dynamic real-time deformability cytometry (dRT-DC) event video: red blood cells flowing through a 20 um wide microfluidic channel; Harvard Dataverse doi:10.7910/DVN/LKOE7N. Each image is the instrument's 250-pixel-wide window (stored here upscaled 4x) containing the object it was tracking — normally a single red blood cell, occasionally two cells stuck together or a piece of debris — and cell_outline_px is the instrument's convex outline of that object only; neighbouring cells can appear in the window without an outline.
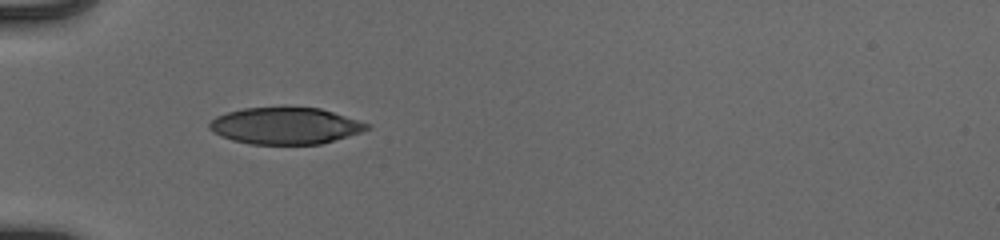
{"species": "human", "species_latin": "Homo sapiens", "temperature_condition": "cold", "stored_images_in_passage": 36, "camera_frame_rate_fps": 3000, "um_per_image_px": 0.085, "donor": {"sex": "male"}, "frame": {"image": 1, "passage_image": 1, "time_ms": 0.0, "image_size_px": [1000, 240], "cell_outline_px": [[372, 128], [348, 136], [320, 144], [248, 144], [232, 140], [220, 136], [212, 132], [208, 128], [208, 124], [216, 116], [228, 112], [244, 108], [320, 108], [372, 124]], "centroid_in_image_um": [24.25, 10.7], "position_along_channel_um": 60.7, "area_um2": 33.58}}
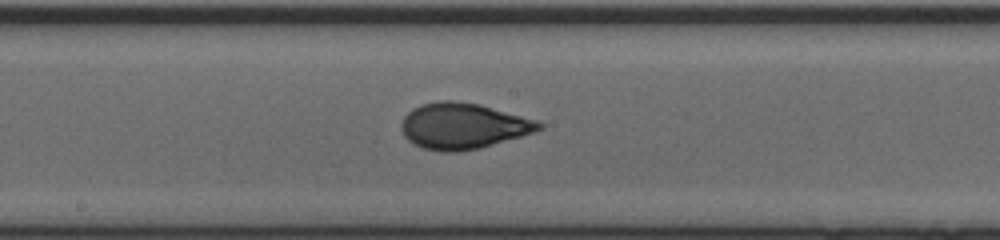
{"frame": {"image": 2, "passage_image": 13, "time_ms": 4.0, "image_size_px": [1000, 240], "cell_outline_px": [[544, 128], [536, 132], [480, 148], [460, 152], [440, 152], [424, 148], [412, 144], [404, 136], [400, 128], [400, 124], [404, 116], [412, 108], [420, 104], [436, 100], [456, 100], [480, 104], [536, 120], [544, 124]], "centroid_in_image_um": [39.34, 10.7], "position_along_channel_um": 208.9, "area_um2": 37.34}}
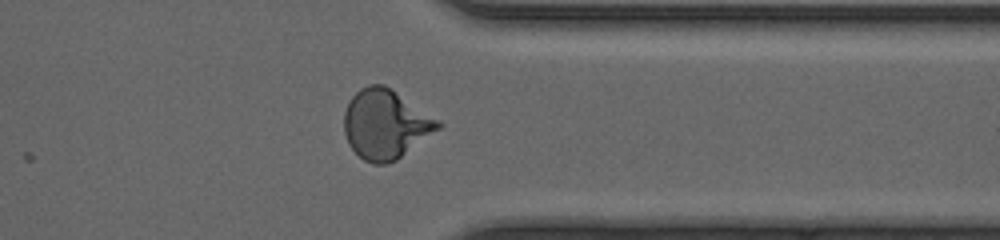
{"frame": {"image": 3, "passage_image": 26, "time_ms": 8.333, "image_size_px": [1000, 240], "cell_outline_px": [[444, 124], [440, 128], [396, 160], [388, 164], [372, 164], [364, 160], [348, 144], [344, 132], [344, 112], [352, 96], [360, 88], [368, 84], [384, 84], [440, 120]], "centroid_in_image_um": [32.76, 10.56], "position_along_channel_um": 378.6, "area_um2": 37.86}, "authors_computed_cell_mechanics": {"area_um2": 36.0383, "velocity_mm_per_s": 3.9512, "shape_relaxation_time_tau1_ms": 4.4247, "shape_relaxation_time_tau2_ms": null, "deformation_change_tau1": 0.1962, "deformation_change_tau2": null}}